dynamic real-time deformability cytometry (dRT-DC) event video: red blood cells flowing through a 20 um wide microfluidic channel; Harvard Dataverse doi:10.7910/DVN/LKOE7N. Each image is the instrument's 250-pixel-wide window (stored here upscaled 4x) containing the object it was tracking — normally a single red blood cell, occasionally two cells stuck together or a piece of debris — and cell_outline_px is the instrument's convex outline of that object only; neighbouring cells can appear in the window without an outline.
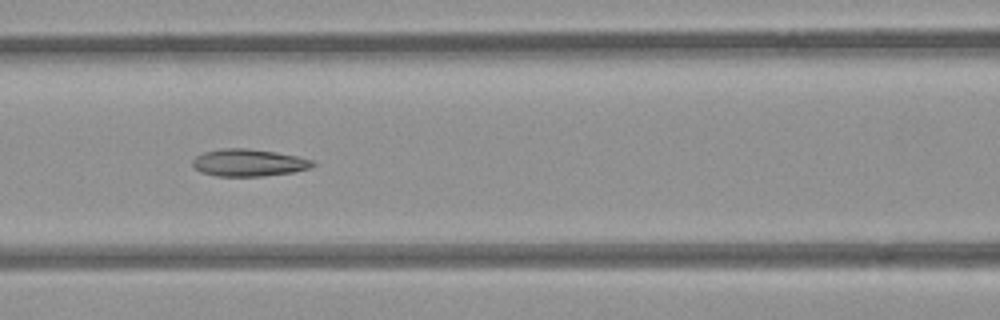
{"species": "common noctule bat (a hibernating species)", "species_latin": "Nyctalus noctula", "temperature_condition": "room temperature", "stored_images_in_passage": 14, "camera_frame_rate_fps": 3000, "um_per_image_px": 0.085, "animal": {"sex": "female", "body_mass_g": 21.9}, "frame": {"image": 1, "passage_image": 8, "time_ms": 2.333, "image_size_px": [1000, 320], "cell_outline_px": [[316, 164], [312, 168], [292, 172], [264, 176], [216, 176], [200, 172], [192, 164], [192, 160], [196, 156], [204, 152], [224, 148], [248, 148], [276, 152], [296, 156], [312, 160]], "centroid_in_image_um": [21.14, 13.83], "position_along_channel_um": 145.5, "area_um2": 19.07}}